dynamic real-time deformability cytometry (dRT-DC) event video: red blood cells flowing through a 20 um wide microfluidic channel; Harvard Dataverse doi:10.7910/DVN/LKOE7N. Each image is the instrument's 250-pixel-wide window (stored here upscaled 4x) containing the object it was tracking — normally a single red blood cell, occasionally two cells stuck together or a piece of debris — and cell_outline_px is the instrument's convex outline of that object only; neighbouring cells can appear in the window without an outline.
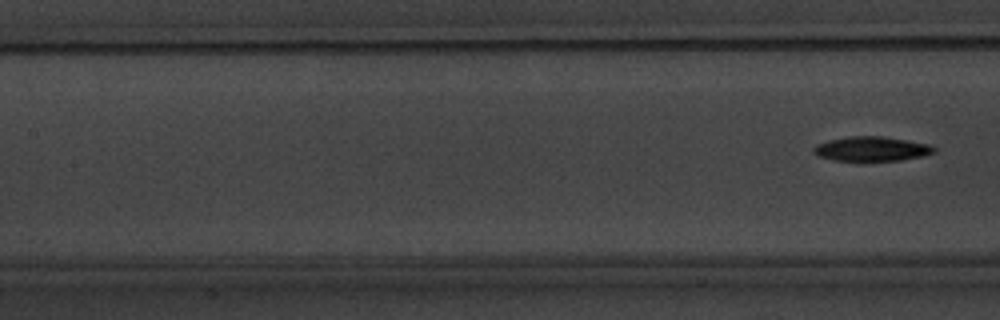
{"species": "common noctule bat (a hibernating species)", "species_latin": "Nyctalus noctula", "temperature_condition": "warm", "stored_images_in_passage": 7, "segment_of_instrument_passage": [2, 2], "camera_frame_rate_fps": 3000, "um_per_image_px": 0.085, "animal": {"sex": "male", "body_mass_g": 20.1, "forearm_length_mm": 53.5}, "frame": {"image": 1, "passage_image": 7, "time_ms": 7.333, "image_size_px": [1000, 320], "cell_outline_px": [[936, 152], [924, 156], [900, 160], [864, 164], [832, 160], [816, 156], [812, 152], [812, 148], [820, 144], [832, 140], [848, 136], [880, 136], [928, 144], [936, 148]], "centroid_in_image_um": [74.06, 12.72], "position_along_channel_um": 133.3, "area_um2": 17.92}}